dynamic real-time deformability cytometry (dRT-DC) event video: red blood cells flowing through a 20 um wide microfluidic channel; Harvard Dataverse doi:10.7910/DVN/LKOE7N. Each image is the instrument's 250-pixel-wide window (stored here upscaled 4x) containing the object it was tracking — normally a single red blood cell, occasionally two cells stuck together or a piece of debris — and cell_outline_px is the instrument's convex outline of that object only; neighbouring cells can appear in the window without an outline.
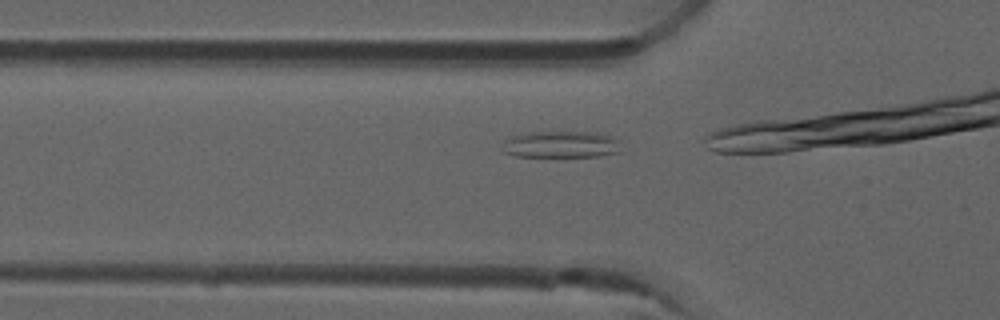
{"species": "common noctule bat (a hibernating species)", "species_latin": "Nyctalus noctula", "temperature_condition": "room temperature", "stored_images_in_passage": 16, "camera_frame_rate_fps": 3000, "um_per_image_px": 0.085, "animal": {"sex": "male", "forearm_length_mm": 52.5}, "frame": {"image": 1, "passage_image": 12, "time_ms": 3.667, "image_size_px": [1000, 320], "cell_outline_px": [[620, 152], [600, 156], [516, 156], [504, 152], [500, 148], [504, 140], [508, 136], [524, 132], [600, 132], [616, 136]], "centroid_in_image_um": [47.65, 12.26], "position_along_channel_um": 78.1, "area_um2": 18.84}}